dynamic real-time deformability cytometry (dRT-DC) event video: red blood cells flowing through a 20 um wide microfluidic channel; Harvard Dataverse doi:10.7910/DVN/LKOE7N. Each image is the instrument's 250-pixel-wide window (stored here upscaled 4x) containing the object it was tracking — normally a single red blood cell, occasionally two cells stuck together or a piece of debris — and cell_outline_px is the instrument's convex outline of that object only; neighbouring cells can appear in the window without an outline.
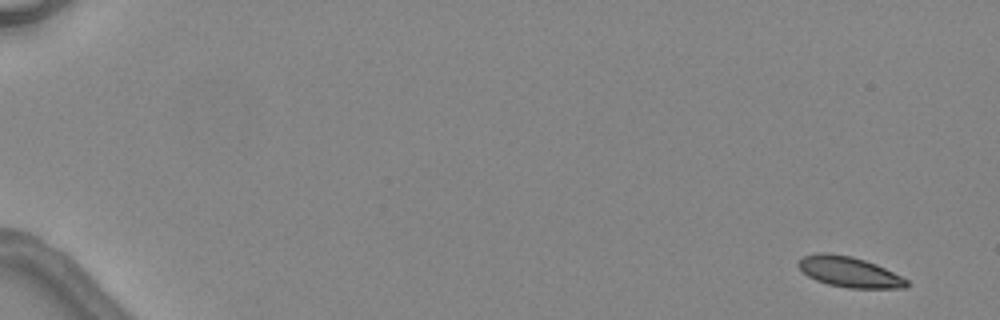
{"species": "common noctule bat (a hibernating species)", "species_latin": "Nyctalus noctula", "temperature_condition": "warm", "stored_images_in_passage": 6, "camera_frame_rate_fps": 3000, "um_per_image_px": 0.085, "animal": {"sex": "female", "body_mass_g": 24.6, "forearm_length_mm": 56.2}, "frame": {"image": 1, "passage_image": 1, "time_ms": 0.0, "image_size_px": [1000, 320], "cell_outline_px": [[908, 288], [848, 288], [828, 284], [816, 280], [808, 276], [796, 264], [804, 256], [816, 252], [828, 252], [852, 256], [876, 264], [908, 280]], "centroid_in_image_um": [72.17, 23.1], "position_along_channel_um": 12.8, "area_um2": 19.19}}
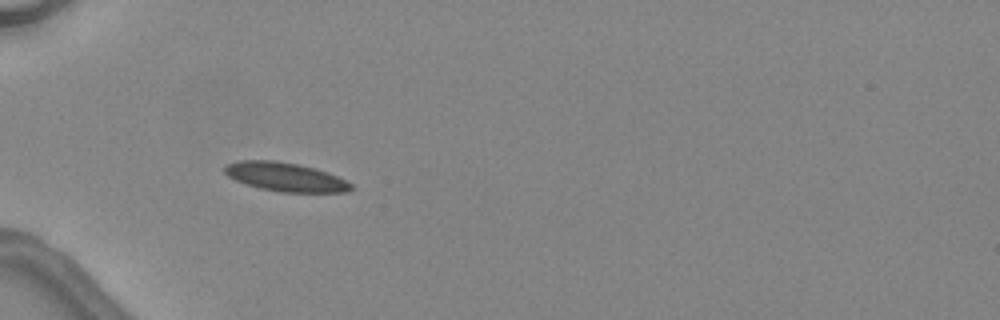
{"frame": {"image": 2, "passage_image": 5, "time_ms": 5.0, "image_size_px": [1000, 320], "cell_outline_px": [[352, 188], [348, 192], [280, 192], [260, 188], [236, 180], [228, 176], [224, 172], [224, 164], [240, 160], [276, 160], [300, 164], [316, 168], [328, 172], [352, 184]], "centroid_in_image_um": [24.24, 15.02], "position_along_channel_um": 60.8, "area_um2": 21.27}}